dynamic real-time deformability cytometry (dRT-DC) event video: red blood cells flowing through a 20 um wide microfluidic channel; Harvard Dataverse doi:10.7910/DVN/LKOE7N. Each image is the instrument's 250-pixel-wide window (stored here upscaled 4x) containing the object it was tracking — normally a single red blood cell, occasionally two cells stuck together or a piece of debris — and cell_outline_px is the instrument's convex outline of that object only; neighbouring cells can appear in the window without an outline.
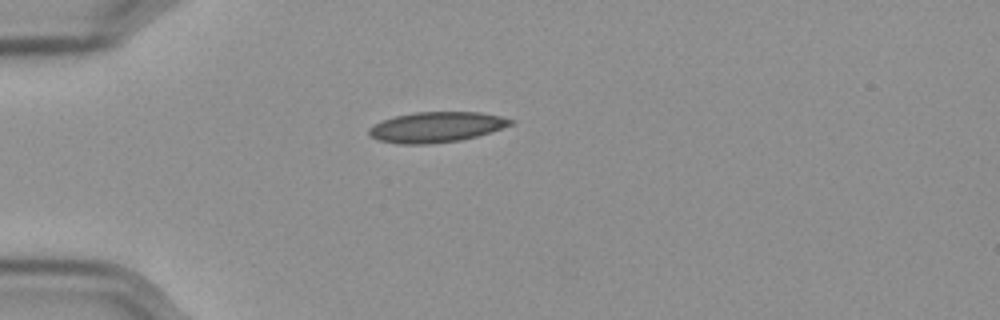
{"species": "Egyptian fruit bat (a non-hibernating species)", "species_latin": "Rousettus aegyptiacus", "temperature_condition": "cold", "stored_images_in_passage": 42, "camera_frame_rate_fps": 3000, "um_per_image_px": 0.085, "frame": {"image": 1, "passage_image": 1, "time_ms": 0.0, "image_size_px": [1000, 320], "cell_outline_px": [[516, 120], [512, 124], [476, 136], [460, 140], [424, 144], [404, 144], [380, 140], [372, 136], [368, 132], [368, 128], [384, 120], [396, 116], [416, 112], [480, 112], [500, 116]], "centroid_in_image_um": [37.11, 10.79], "position_along_channel_um": 47.9, "area_um2": 24.57}}
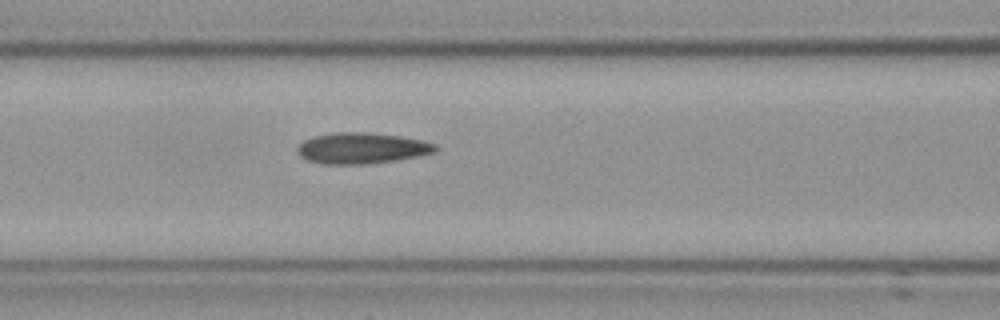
{"frame": {"image": 2, "passage_image": 10, "time_ms": 3.0, "image_size_px": [1000, 320], "cell_outline_px": [[440, 148], [436, 152], [396, 160], [360, 164], [328, 164], [308, 160], [300, 156], [296, 152], [296, 148], [304, 140], [312, 136], [336, 132], [368, 132], [400, 136], [424, 140], [436, 144]], "centroid_in_image_um": [30.76, 12.58], "position_along_channel_um": 135.8, "area_um2": 24.97}}
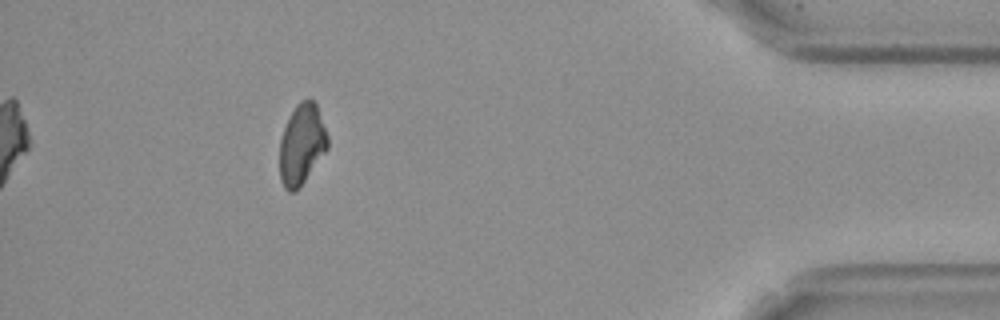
{"frame": {"image": 3, "passage_image": 37, "time_ms": 12.0, "image_size_px": [1000, 320], "cell_outline_px": [[328, 148], [304, 180], [292, 192], [288, 192], [284, 188], [280, 180], [280, 140], [284, 128], [296, 104], [300, 100], [312, 100], [316, 104], [328, 136]], "centroid_in_image_um": [25.64, 12.26], "position_along_channel_um": 409.6, "area_um2": 22.02}, "authors_computed_cell_mechanics": {"area_um2": 23.7558, "velocity_mm_per_s": 3.5838, "shape_relaxation_time_tau1_ms": null, "shape_relaxation_time_tau2_ms": 7.8073, "deformation_change_tau1": null, "deformation_change_tau2": 0.1403}}